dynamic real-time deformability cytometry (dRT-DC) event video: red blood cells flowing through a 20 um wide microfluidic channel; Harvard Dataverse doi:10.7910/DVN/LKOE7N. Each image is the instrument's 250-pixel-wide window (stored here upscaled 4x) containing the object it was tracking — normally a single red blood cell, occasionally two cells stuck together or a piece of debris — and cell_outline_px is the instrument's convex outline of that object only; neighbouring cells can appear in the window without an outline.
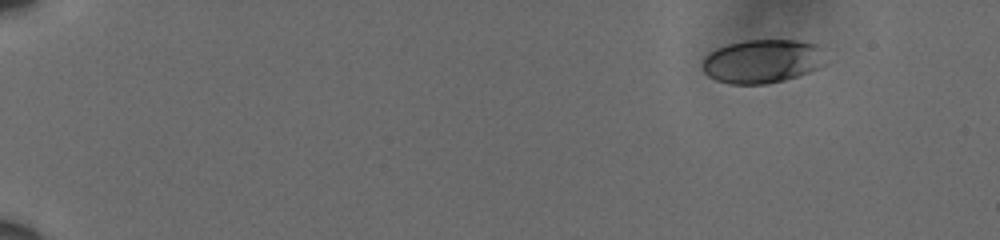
{"species": "human", "species_latin": "Homo sapiens", "temperature_condition": "cold", "stored_images_in_passage": 54, "camera_frame_rate_fps": 3000, "um_per_image_px": 0.085, "donor": {"sex": "male"}, "frame": {"image": 1, "passage_image": 1, "time_ms": 0.0, "image_size_px": [1000, 240], "cell_outline_px": [[828, 64], [820, 68], [784, 80], [764, 84], [732, 84], [716, 80], [708, 76], [704, 72], [704, 56], [708, 52], [716, 48], [728, 44], [748, 40], [796, 40], [816, 44], [820, 48]], "centroid_in_image_um": [64.82, 5.2], "position_along_channel_um": 20.2, "area_um2": 31.44}}
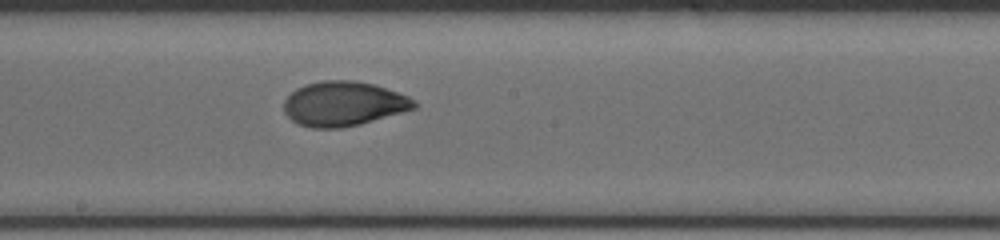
{"frame": {"image": 2, "passage_image": 30, "time_ms": 9.667, "image_size_px": [1000, 240], "cell_outline_px": [[416, 108], [360, 124], [340, 128], [312, 128], [300, 124], [292, 120], [284, 112], [284, 100], [296, 88], [304, 84], [320, 80], [352, 80], [376, 84], [408, 96], [416, 100]], "centroid_in_image_um": [29.2, 8.8], "position_along_channel_um": 219.0, "area_um2": 33.93}}
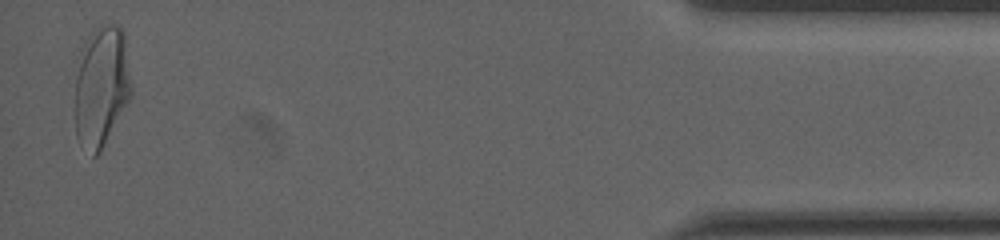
{"frame": {"image": 3, "passage_image": 53, "time_ms": 17.333, "image_size_px": [1000, 240], "cell_outline_px": [[132, 96], [100, 152], [96, 156], [92, 156], [76, 136], [76, 76], [84, 40], [100, 24], [112, 24], [120, 28], [124, 32], [132, 88]], "centroid_in_image_um": [8.64, 7.32], "position_along_channel_um": 426.6, "area_um2": 39.54}, "authors_computed_cell_mechanics": {"area_um2": 33.235, "velocity_mm_per_s": 3.6042, "shape_relaxation_time_tau1_ms": 6.7015, "shape_relaxation_time_tau2_ms": 0.7459, "deformation_change_tau1": 0.22, "deformation_change_tau2": 0.0434}}